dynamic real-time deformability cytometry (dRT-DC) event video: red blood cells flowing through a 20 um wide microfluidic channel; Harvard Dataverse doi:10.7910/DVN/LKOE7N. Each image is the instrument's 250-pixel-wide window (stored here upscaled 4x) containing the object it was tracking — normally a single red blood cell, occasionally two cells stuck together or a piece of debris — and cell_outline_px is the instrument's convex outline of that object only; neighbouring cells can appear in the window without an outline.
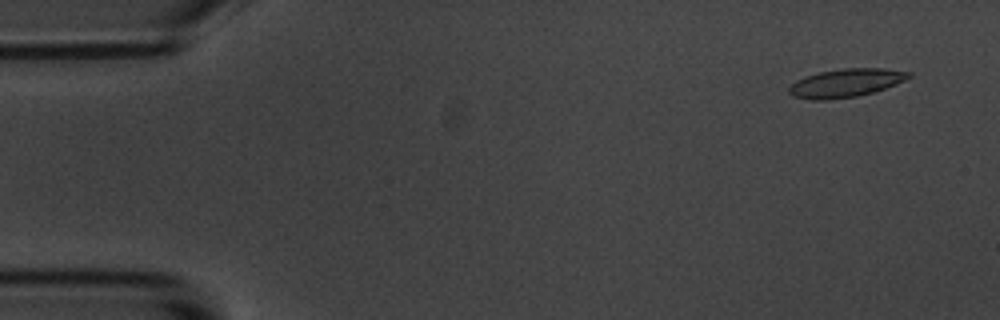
{"species": "common noctule bat (a hibernating species)", "species_latin": "Nyctalus noctula", "temperature_condition": "room temperature", "stored_images_in_passage": 6, "camera_frame_rate_fps": 3000, "um_per_image_px": 0.085, "animal": {"sex": "male", "body_mass_g": 20.1, "forearm_length_mm": 53.5}, "frame": {"image": 1, "passage_image": 1, "time_ms": 0.0, "image_size_px": [1000, 320], "cell_outline_px": [[912, 76], [896, 84], [876, 92], [856, 96], [828, 100], [812, 100], [792, 96], [788, 92], [788, 88], [796, 80], [804, 76], [820, 72], [844, 68], [884, 68], [912, 72]], "centroid_in_image_um": [71.9, 7.05], "position_along_channel_um": 13.1, "area_um2": 19.94}}